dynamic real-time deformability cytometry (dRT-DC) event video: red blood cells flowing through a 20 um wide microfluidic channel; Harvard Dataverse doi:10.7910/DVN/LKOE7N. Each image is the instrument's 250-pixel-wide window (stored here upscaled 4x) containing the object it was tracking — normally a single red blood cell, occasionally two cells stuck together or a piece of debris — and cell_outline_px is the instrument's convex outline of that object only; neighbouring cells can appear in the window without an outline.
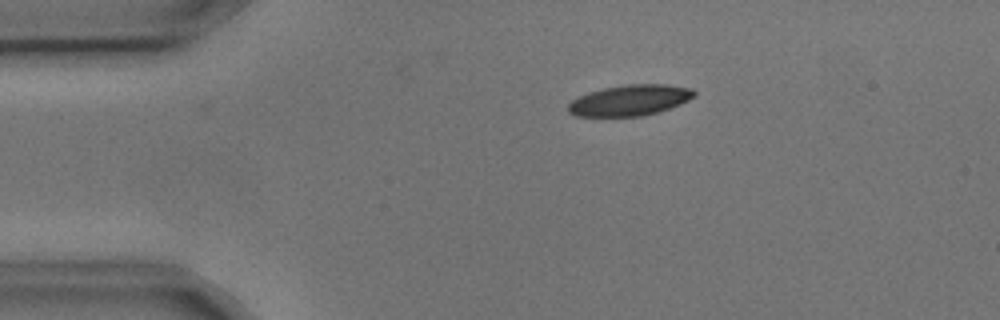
{"species": "common noctule bat (a hibernating species)", "species_latin": "Nyctalus noctula", "temperature_condition": "cold", "stored_images_in_passage": 5, "camera_frame_rate_fps": 3000, "um_per_image_px": 0.085, "animal": {"sex": "male", "body_mass_g": 17.9, "forearm_length_mm": 54.2}, "frame": {"image": 1, "passage_image": 2, "time_ms": 0.333, "image_size_px": [1000, 320], "cell_outline_px": [[696, 96], [680, 104], [656, 112], [640, 116], [576, 116], [568, 112], [568, 104], [572, 100], [588, 92], [604, 88], [628, 84], [668, 84], [692, 88], [696, 92]], "centroid_in_image_um": [53.55, 8.51], "position_along_channel_um": 31.5, "area_um2": 22.54}}
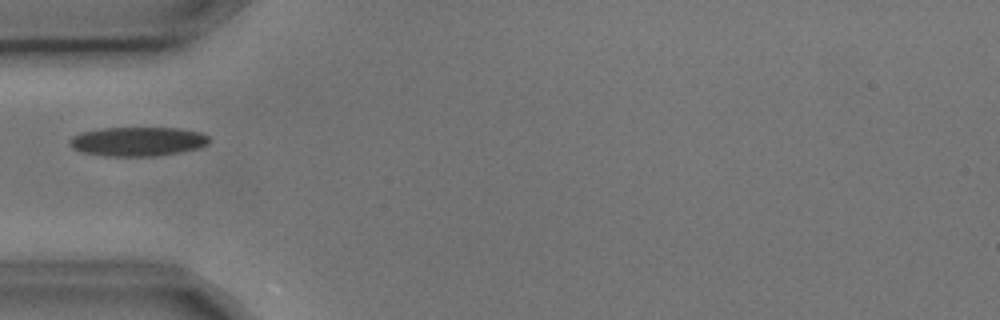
{"frame": {"image": 2, "passage_image": 4, "time_ms": 1.0, "image_size_px": [1000, 320], "cell_outline_px": [[208, 144], [200, 148], [180, 152], [156, 156], [104, 156], [80, 152], [72, 148], [68, 144], [68, 140], [72, 136], [80, 132], [100, 128], [180, 128], [200, 132], [208, 136]], "centroid_in_image_um": [11.66, 12.03], "position_along_channel_um": 73.3, "area_um2": 23.99}}